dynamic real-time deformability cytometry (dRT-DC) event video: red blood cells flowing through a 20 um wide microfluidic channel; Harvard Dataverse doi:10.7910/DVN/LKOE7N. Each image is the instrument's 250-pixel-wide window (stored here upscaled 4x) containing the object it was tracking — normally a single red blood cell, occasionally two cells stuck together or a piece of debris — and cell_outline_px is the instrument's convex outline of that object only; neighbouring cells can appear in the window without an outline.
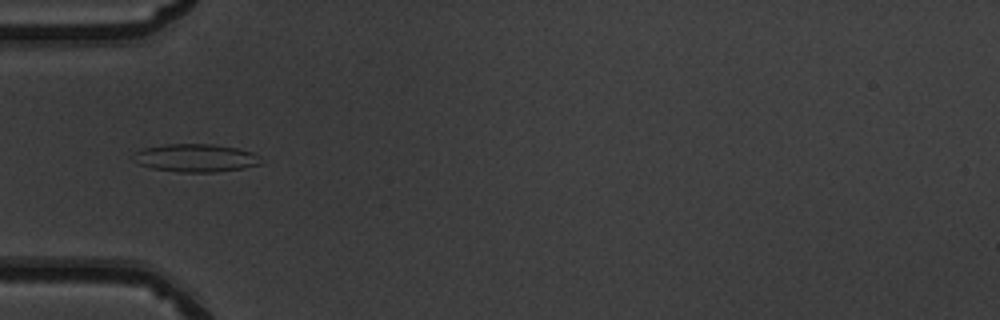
{"species": "common noctule bat (a hibernating species)", "species_latin": "Nyctalus noctula", "temperature_condition": "warm", "stored_images_in_passage": 42, "camera_frame_rate_fps": 3000, "um_per_image_px": 0.085, "animal": {"sex": "male", "body_mass_g": 19.5, "forearm_length_mm": 54.6}, "frame": {"image": 1, "passage_image": 8, "time_ms": 2.333, "image_size_px": [1000, 320], "cell_outline_px": [[264, 164], [244, 168], [216, 172], [176, 172], [152, 168], [140, 164], [132, 160], [132, 156], [136, 152], [144, 148], [168, 144], [212, 144], [236, 148], [252, 152], [260, 156]], "centroid_in_image_um": [16.67, 13.43], "position_along_channel_um": 68.3, "area_um2": 20.92}}
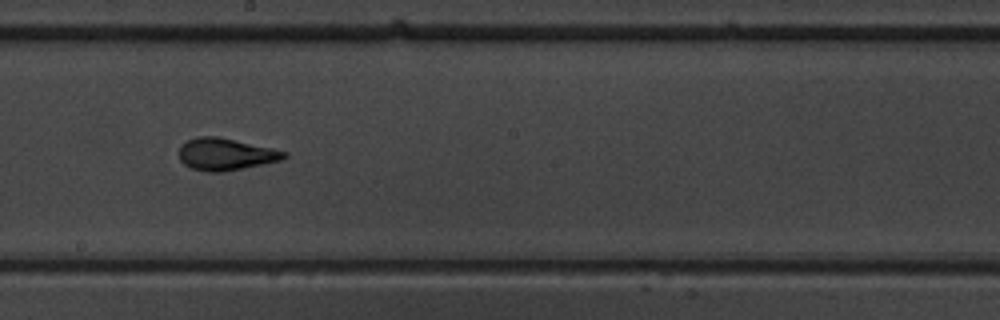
{"frame": {"image": 2, "passage_image": 20, "time_ms": 6.333, "image_size_px": [1000, 320], "cell_outline_px": [[288, 156], [284, 160], [224, 172], [208, 172], [192, 168], [184, 164], [180, 160], [180, 148], [188, 140], [196, 136], [216, 136], [272, 148], [288, 152]], "centroid_in_image_um": [19.23, 13.12], "position_along_channel_um": 229.0, "area_um2": 19.59}}
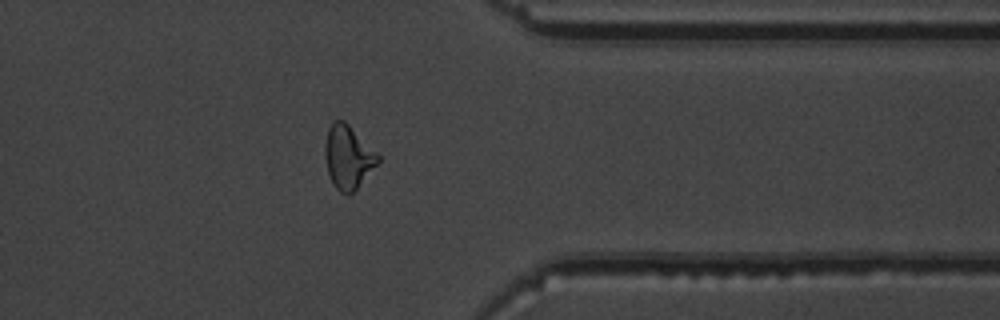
{"frame": {"image": 3, "passage_image": 32, "time_ms": 10.333, "image_size_px": [1000, 320], "cell_outline_px": [[380, 160], [356, 188], [348, 196], [340, 192], [332, 184], [328, 172], [324, 156], [324, 148], [328, 128], [332, 120], [344, 120], [380, 156]], "centroid_in_image_um": [29.55, 13.34], "position_along_channel_um": 381.9, "area_um2": 19.36}, "authors_computed_cell_mechanics": {"area_um2": 19.363, "velocity_mm_per_s": 4.0199, "shape_relaxation_time_tau1_ms": 4.3786, "shape_relaxation_time_tau2_ms": 1.0598, "deformation_change_tau1": 0.1875, "deformation_change_tau2": 0.0909}}